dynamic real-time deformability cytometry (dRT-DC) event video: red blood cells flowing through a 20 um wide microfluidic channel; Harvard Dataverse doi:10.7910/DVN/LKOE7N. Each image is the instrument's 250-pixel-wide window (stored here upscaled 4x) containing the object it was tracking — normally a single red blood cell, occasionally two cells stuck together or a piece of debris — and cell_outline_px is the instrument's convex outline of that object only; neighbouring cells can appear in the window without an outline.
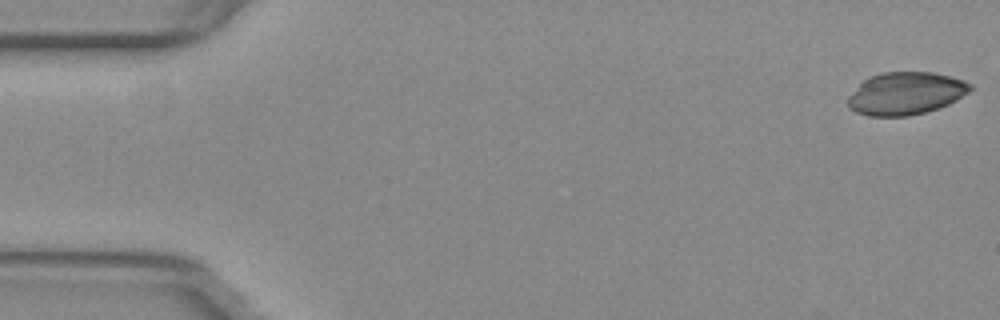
{"species": "common noctule bat (a hibernating species)", "species_latin": "Nyctalus noctula", "temperature_condition": "warm", "stored_images_in_passage": 7, "camera_frame_rate_fps": 3000, "um_per_image_px": 0.085, "animal": {"sex": "female", "body_mass_g": 29.2, "forearm_length_mm": 56.3}, "frame": {"image": 1, "passage_image": 1, "time_ms": 0.0, "image_size_px": [1000, 320], "cell_outline_px": [[972, 88], [968, 92], [956, 100], [948, 104], [924, 112], [908, 116], [868, 116], [856, 112], [848, 108], [848, 96], [868, 76], [880, 72], [932, 72], [964, 80], [972, 84]], "centroid_in_image_um": [76.96, 7.93], "position_along_channel_um": 8.0, "area_um2": 30.29}}